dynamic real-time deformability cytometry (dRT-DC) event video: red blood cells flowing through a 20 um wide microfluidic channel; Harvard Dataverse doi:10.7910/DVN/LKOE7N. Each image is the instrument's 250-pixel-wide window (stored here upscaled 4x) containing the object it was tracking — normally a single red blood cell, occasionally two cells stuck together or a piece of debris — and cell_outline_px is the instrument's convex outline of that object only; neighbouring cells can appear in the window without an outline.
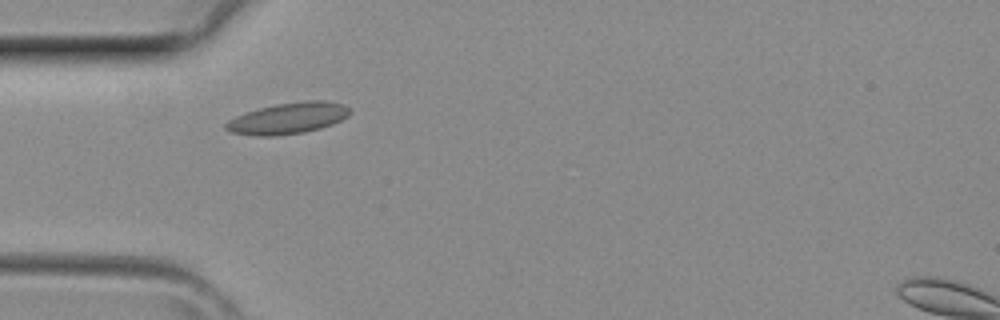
{"species": "common noctule bat (a hibernating species)", "species_latin": "Nyctalus noctula", "temperature_condition": "room temperature", "stored_images_in_passage": 4, "camera_frame_rate_fps": 3000, "um_per_image_px": 0.085, "animal": {"sex": "female", "body_mass_g": 29.2, "forearm_length_mm": 56.3}, "frame": {"image": 1, "passage_image": 3, "time_ms": 0.667, "image_size_px": [1000, 320], "cell_outline_px": [[352, 112], [348, 116], [332, 124], [320, 128], [304, 132], [276, 136], [256, 136], [232, 132], [224, 128], [224, 124], [228, 120], [244, 112], [276, 104], [304, 100], [324, 100], [344, 104], [352, 108]], "centroid_in_image_um": [24.51, 10.04], "position_along_channel_um": 60.5, "area_um2": 22.77}}